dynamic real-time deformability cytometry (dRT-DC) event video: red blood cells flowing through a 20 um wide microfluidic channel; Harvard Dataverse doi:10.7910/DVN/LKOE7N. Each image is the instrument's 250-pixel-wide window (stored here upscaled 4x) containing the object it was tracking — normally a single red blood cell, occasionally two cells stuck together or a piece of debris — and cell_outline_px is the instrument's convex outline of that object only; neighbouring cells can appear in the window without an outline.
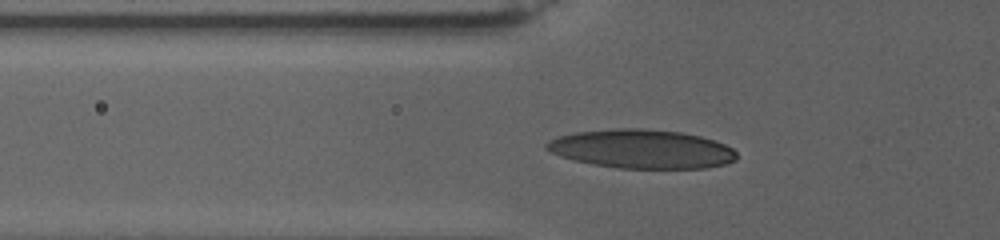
{"species": "human", "species_latin": "Homo sapiens", "temperature_condition": "warm", "stored_images_in_passage": 48, "camera_frame_rate_fps": 3000, "um_per_image_px": 0.085, "donor": {"sex": "female"}, "frame": {"image": 1, "passage_image": 15, "time_ms": 9.333, "image_size_px": [1000, 240], "cell_outline_px": [[736, 160], [724, 164], [708, 168], [616, 168], [592, 164], [572, 160], [560, 156], [544, 148], [544, 144], [560, 136], [576, 132], [620, 128], [640, 128], [680, 132], [700, 136], [724, 144], [732, 148], [736, 152]], "centroid_in_image_um": [54.54, 12.67], "position_along_channel_um": 71.3, "area_um2": 42.89}}
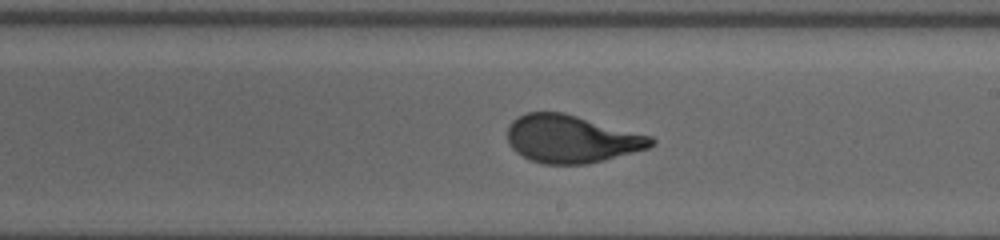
{"frame": {"image": 2, "passage_image": 32, "time_ms": 15.667, "image_size_px": [1000, 240], "cell_outline_px": [[656, 144], [648, 148], [604, 160], [588, 164], [544, 164], [532, 160], [516, 152], [508, 144], [508, 124], [512, 120], [528, 112], [564, 112], [652, 136], [656, 140]], "centroid_in_image_um": [48.58, 11.8], "position_along_channel_um": 240.4, "area_um2": 40.0}}
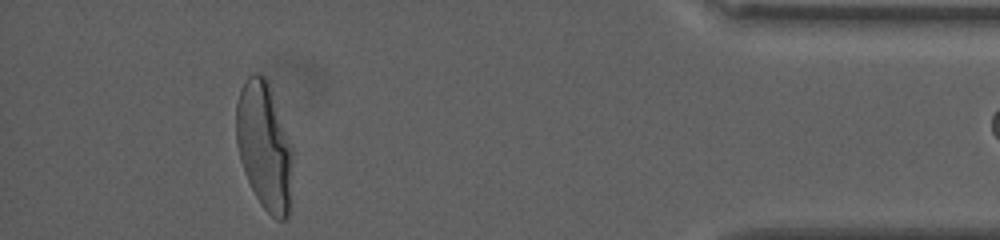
{"frame": {"image": 3, "passage_image": 47, "time_ms": 23.667, "image_size_px": [1000, 240], "cell_outline_px": [[292, 156], [288, 216], [284, 220], [276, 220], [260, 204], [244, 172], [240, 160], [236, 144], [236, 104], [240, 88], [248, 76], [252, 72], [260, 72], [268, 80], [292, 148]], "centroid_in_image_um": [22.43, 12.36], "position_along_channel_um": 412.8, "area_um2": 41.85}}